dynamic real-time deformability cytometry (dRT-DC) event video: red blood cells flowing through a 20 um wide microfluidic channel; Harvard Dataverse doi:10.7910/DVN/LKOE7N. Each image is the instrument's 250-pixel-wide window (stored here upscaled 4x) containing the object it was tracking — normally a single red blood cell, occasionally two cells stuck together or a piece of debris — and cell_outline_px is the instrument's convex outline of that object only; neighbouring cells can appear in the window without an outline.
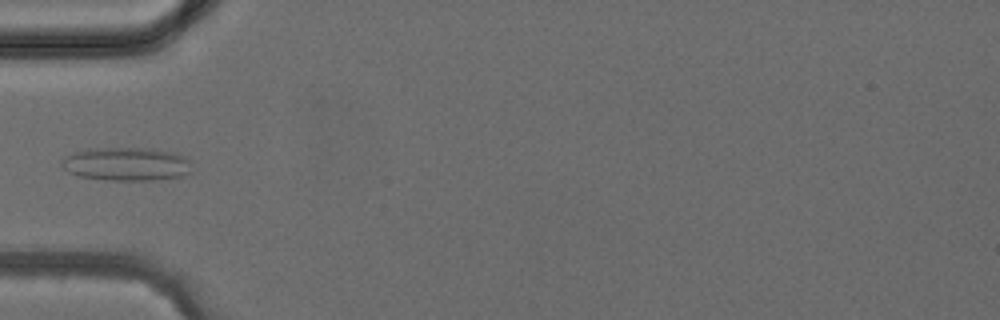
{"species": "common noctule bat (a hibernating species)", "species_latin": "Nyctalus noctula", "temperature_condition": "cold", "stored_images_in_passage": 2, "camera_frame_rate_fps": 3000, "um_per_image_px": 0.085, "animal": {"sex": "female", "body_mass_g": 24.6, "forearm_length_mm": 56.2}, "frame": {"image": 1, "passage_image": 2, "time_ms": 1.333, "image_size_px": [1000, 320], "cell_outline_px": [[192, 172], [184, 176], [152, 180], [108, 180], [80, 176], [68, 172], [60, 164], [60, 160], [64, 156], [72, 152], [88, 148], [148, 148], [176, 152], [192, 160]], "centroid_in_image_um": [10.78, 13.93], "position_along_channel_um": 74.2, "area_um2": 25.89}}